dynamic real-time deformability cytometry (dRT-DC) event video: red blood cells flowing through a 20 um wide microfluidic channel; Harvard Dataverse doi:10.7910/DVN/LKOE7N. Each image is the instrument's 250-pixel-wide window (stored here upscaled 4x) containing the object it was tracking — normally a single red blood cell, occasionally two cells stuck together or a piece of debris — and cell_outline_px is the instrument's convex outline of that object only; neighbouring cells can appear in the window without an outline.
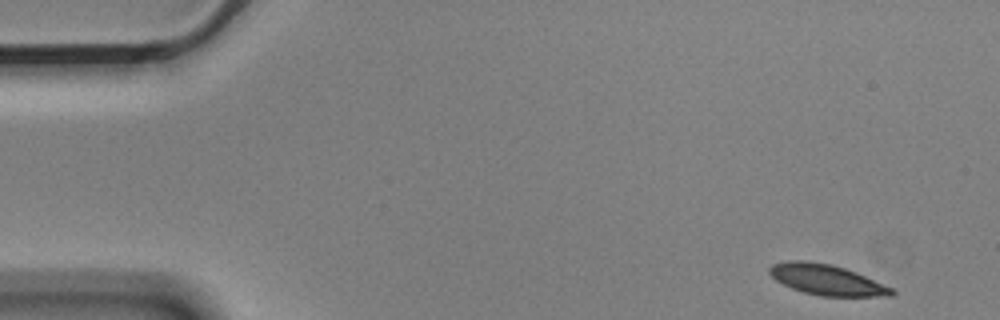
{"species": "Egyptian fruit bat (a non-hibernating species)", "species_latin": "Rousettus aegyptiacus", "temperature_condition": "cold", "stored_images_in_passage": 6, "camera_frame_rate_fps": 3000, "um_per_image_px": 0.085, "animal": {"sex": "male"}, "frame": {"image": 1, "passage_image": 1, "time_ms": 0.0, "image_size_px": [1000, 320], "cell_outline_px": [[896, 292], [892, 296], [820, 296], [804, 292], [792, 288], [776, 280], [768, 272], [768, 268], [772, 264], [788, 260], [804, 260], [832, 264], [856, 272], [892, 288]], "centroid_in_image_um": [70.25, 23.77], "position_along_channel_um": 14.7, "area_um2": 21.68}}
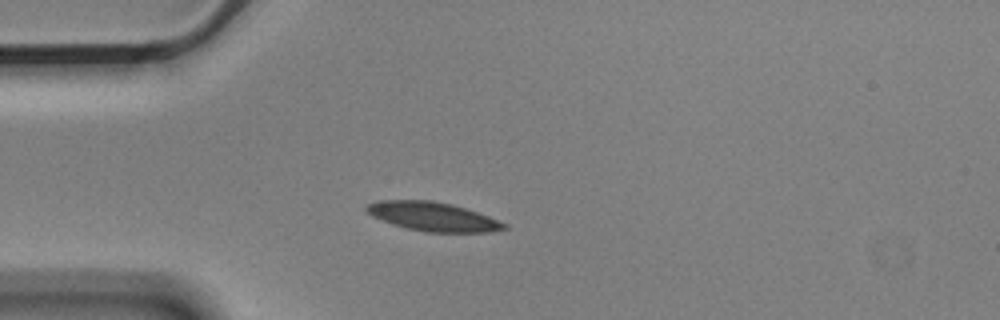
{"frame": {"image": 2, "passage_image": 4, "time_ms": 1.0, "image_size_px": [1000, 320], "cell_outline_px": [[508, 228], [492, 232], [424, 232], [392, 224], [372, 216], [364, 208], [364, 204], [376, 200], [432, 200], [452, 204], [488, 216], [508, 224]], "centroid_in_image_um": [36.77, 18.4], "position_along_channel_um": 48.2, "area_um2": 23.29}}
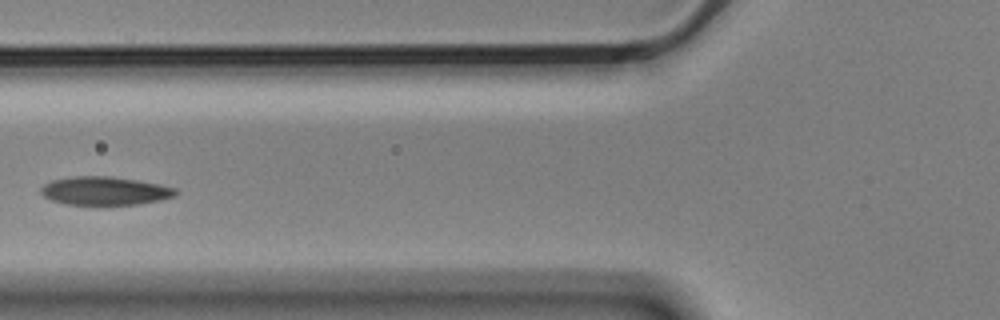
{"frame": {"image": 3, "passage_image": 6, "time_ms": 1.667, "image_size_px": [1000, 320], "cell_outline_px": [[176, 196], [160, 200], [140, 204], [96, 208], [64, 204], [52, 200], [44, 196], [40, 192], [40, 188], [44, 184], [52, 180], [72, 176], [112, 176], [160, 184], [176, 188]], "centroid_in_image_um": [8.89, 16.27], "position_along_channel_um": 116.9, "area_um2": 23.35}}